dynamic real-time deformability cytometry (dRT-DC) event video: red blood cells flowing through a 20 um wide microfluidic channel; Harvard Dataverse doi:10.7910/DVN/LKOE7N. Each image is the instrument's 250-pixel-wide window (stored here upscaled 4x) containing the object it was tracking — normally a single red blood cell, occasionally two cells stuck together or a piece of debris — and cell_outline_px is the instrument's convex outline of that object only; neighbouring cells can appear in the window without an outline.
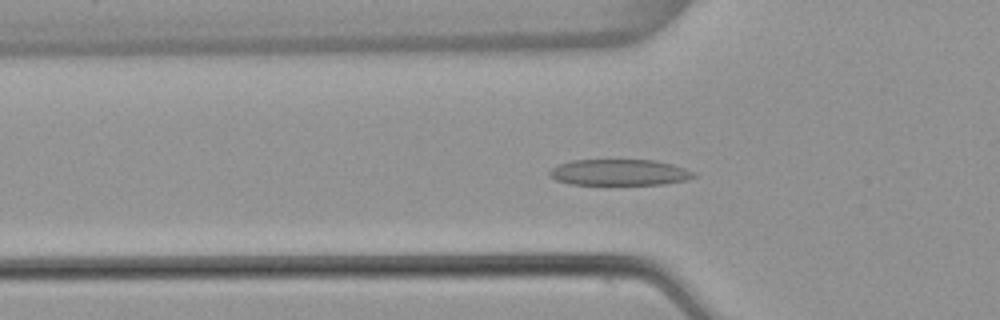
{"species": "common noctule bat (a hibernating species)", "species_latin": "Nyctalus noctula", "temperature_condition": "warm", "stored_images_in_passage": 54, "camera_frame_rate_fps": 3000, "um_per_image_px": 0.085, "animal": {"sex": "female", "body_mass_g": 22.7, "forearm_length_mm": 54.2}, "frame": {"image": 1, "passage_image": 18, "time_ms": 5.667, "image_size_px": [1000, 320], "cell_outline_px": [[696, 176], [688, 180], [664, 184], [604, 188], [572, 184], [556, 180], [548, 172], [552, 168], [560, 164], [572, 160], [652, 160], [672, 164], [696, 172]], "centroid_in_image_um": [52.66, 14.71], "position_along_channel_um": 73.1, "area_um2": 23.12}}
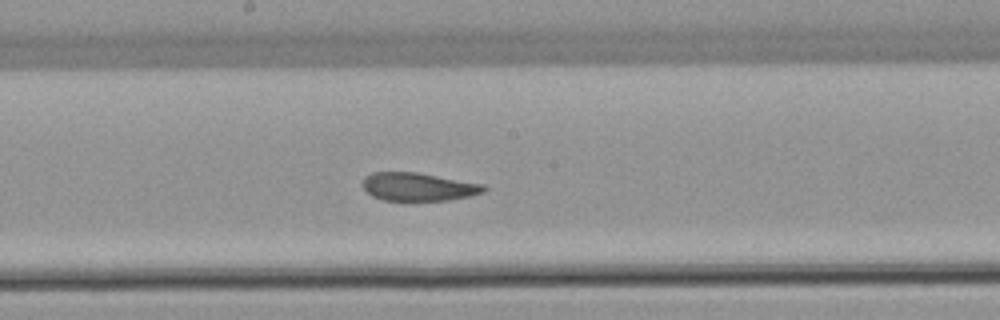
{"frame": {"image": 2, "passage_image": 29, "time_ms": 9.333, "image_size_px": [1000, 320], "cell_outline_px": [[488, 188], [484, 192], [468, 196], [448, 200], [384, 200], [372, 196], [360, 184], [364, 176], [372, 172], [416, 172], [484, 184]], "centroid_in_image_um": [35.53, 15.86], "position_along_channel_um": 212.7, "area_um2": 19.88}}
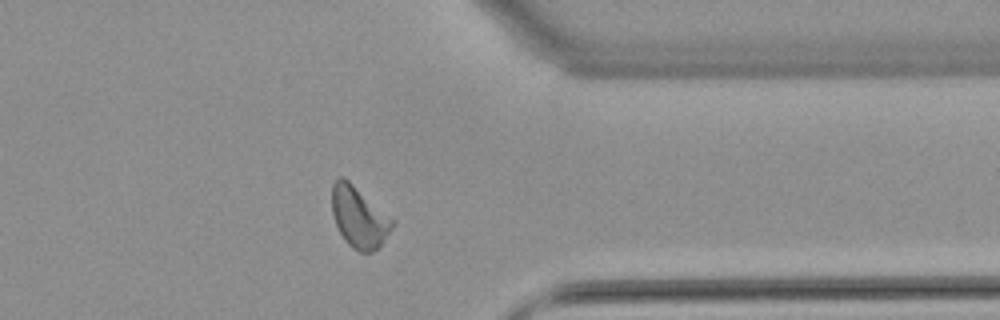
{"frame": {"image": 3, "passage_image": 43, "time_ms": 14.0, "image_size_px": [1000, 320], "cell_outline_px": [[396, 220], [392, 228], [384, 240], [372, 252], [360, 252], [352, 248], [344, 240], [336, 224], [332, 212], [332, 184], [340, 176], [344, 176]], "centroid_in_image_um": [30.52, 18.44], "position_along_channel_um": 380.9, "area_um2": 21.56}, "authors_computed_cell_mechanics": {"area_um2": 21.5305, "velocity_mm_per_s": 3.7993, "shape_relaxation_time_tau1_ms": null, "shape_relaxation_time_tau2_ms": 1.7328, "deformation_change_tau1": null, "deformation_change_tau2": 0.0898}}